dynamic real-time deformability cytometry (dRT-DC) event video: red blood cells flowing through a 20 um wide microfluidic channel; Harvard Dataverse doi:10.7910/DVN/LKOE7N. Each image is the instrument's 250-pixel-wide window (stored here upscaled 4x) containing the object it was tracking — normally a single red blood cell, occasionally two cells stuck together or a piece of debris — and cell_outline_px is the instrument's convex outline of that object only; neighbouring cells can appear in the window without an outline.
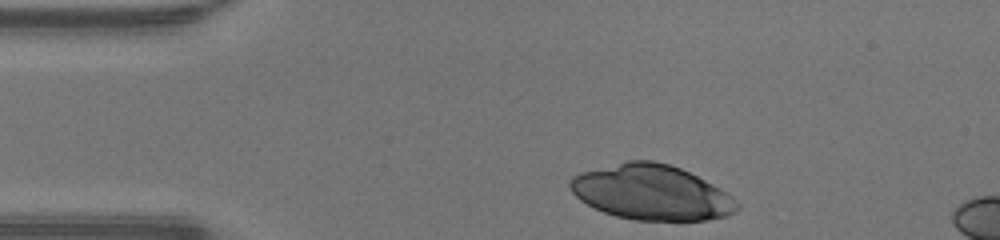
{"species": "human", "species_latin": "Homo sapiens", "temperature_condition": "warm", "stored_images_in_passage": 7, "camera_frame_rate_fps": 3000, "um_per_image_px": 0.085, "donor": {"sex": "male"}, "frame": {"image": 1, "passage_image": 1, "time_ms": 0.0, "image_size_px": [1000, 240], "cell_outline_px": [[740, 208], [736, 212], [728, 216], [708, 220], [636, 220], [616, 216], [604, 212], [580, 200], [568, 188], [568, 180], [572, 176], [580, 172], [628, 160], [652, 160], [668, 164], [680, 168], [720, 188], [732, 196], [740, 204]], "centroid_in_image_um": [55.37, 16.36], "position_along_channel_um": 29.6, "area_um2": 53.7}}